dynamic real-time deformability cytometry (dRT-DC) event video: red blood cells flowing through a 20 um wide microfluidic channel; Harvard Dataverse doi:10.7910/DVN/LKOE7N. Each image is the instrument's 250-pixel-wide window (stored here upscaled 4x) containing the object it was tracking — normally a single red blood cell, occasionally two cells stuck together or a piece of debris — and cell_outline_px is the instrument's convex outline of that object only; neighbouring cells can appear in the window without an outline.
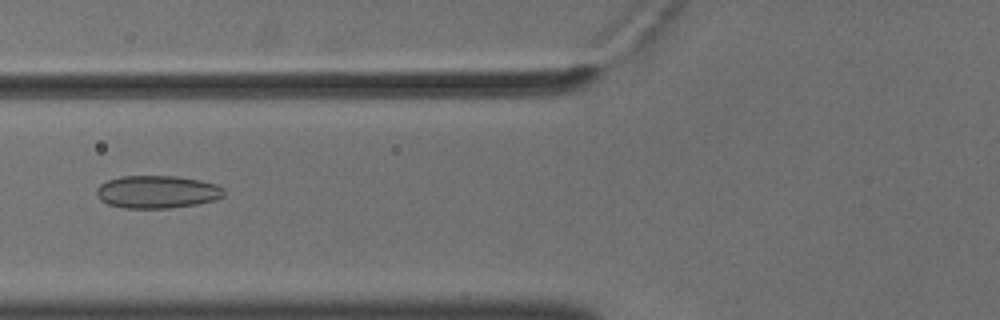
{"species": "common noctule bat (a hibernating species)", "species_latin": "Nyctalus noctula", "temperature_condition": "cold", "stored_images_in_passage": 56, "camera_frame_rate_fps": 3000, "um_per_image_px": 0.085, "animal": {"sex": "male", "body_mass_g": 18.8}, "frame": {"image": 1, "passage_image": 23, "time_ms": 7.333, "image_size_px": [1000, 320], "cell_outline_px": [[224, 196], [212, 200], [196, 204], [172, 208], [124, 208], [108, 204], [100, 200], [96, 192], [96, 188], [100, 184], [108, 180], [120, 176], [176, 176], [200, 180], [216, 184], [224, 188]], "centroid_in_image_um": [13.34, 16.31], "position_along_channel_um": 112.5, "area_um2": 24.33}}
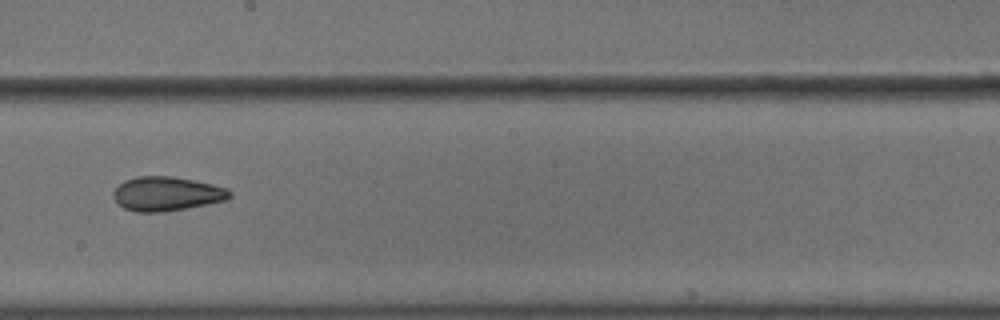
{"frame": {"image": 2, "passage_image": 33, "time_ms": 10.667, "image_size_px": [1000, 320], "cell_outline_px": [[232, 196], [228, 200], [208, 204], [164, 212], [136, 212], [124, 208], [116, 204], [112, 192], [124, 180], [136, 176], [172, 176], [212, 184], [228, 188], [232, 192]], "centroid_in_image_um": [14.17, 16.47], "position_along_channel_um": 234.0, "area_um2": 23.41}}
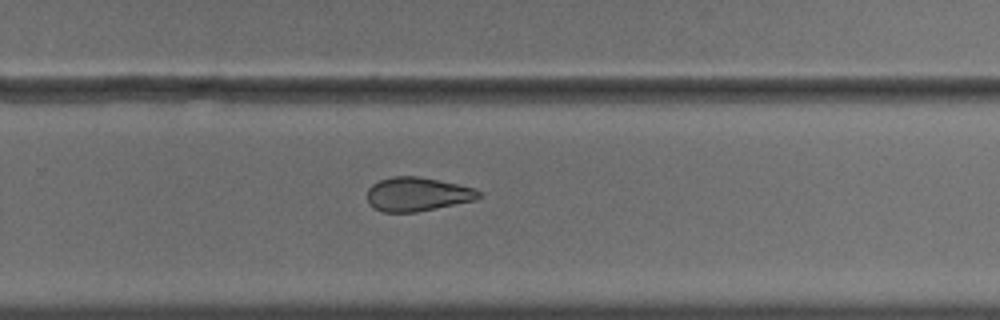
{"frame": {"image": 3, "passage_image": 38, "time_ms": 12.333, "image_size_px": [1000, 320], "cell_outline_px": [[484, 196], [476, 200], [416, 212], [380, 212], [372, 208], [368, 204], [368, 188], [372, 184], [380, 180], [392, 176], [416, 176], [476, 188]], "centroid_in_image_um": [35.47, 16.52], "position_along_channel_um": 294.3, "area_um2": 22.14}, "authors_computed_cell_mechanics": {"area_um2": 25.432, "velocity_mm_per_s": 3.6373, "shape_relaxation_time_tau1_ms": null, "shape_relaxation_time_tau2_ms": 2.9718, "deformation_change_tau1": null, "deformation_change_tau2": 0.0812}}